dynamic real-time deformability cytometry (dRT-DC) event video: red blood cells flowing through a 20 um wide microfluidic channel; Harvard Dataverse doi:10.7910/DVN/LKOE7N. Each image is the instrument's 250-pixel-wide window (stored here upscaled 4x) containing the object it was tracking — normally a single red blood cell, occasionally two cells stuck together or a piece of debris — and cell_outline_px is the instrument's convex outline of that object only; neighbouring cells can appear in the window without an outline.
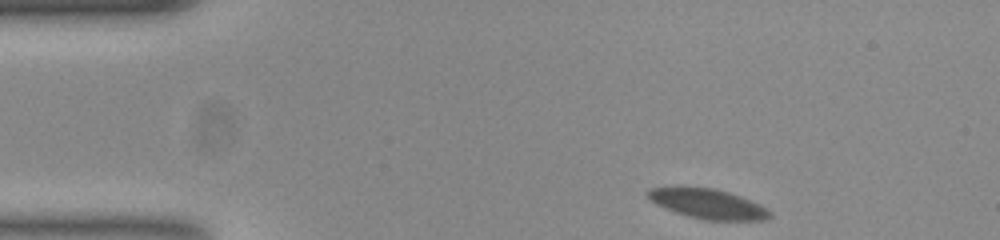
{"species": "common noctule bat (a hibernating species)", "species_latin": "Nyctalus noctula", "temperature_condition": "room temperature", "stored_images_in_passage": 50, "camera_frame_rate_fps": 3000, "um_per_image_px": 0.085, "animal": {"sex": "female", "body_mass_g": 23.0, "forearm_length_mm": 53.4}, "frame": {"image": 1, "passage_image": 1, "time_ms": 0.0, "image_size_px": [1000, 240], "cell_outline_px": [[772, 216], [764, 220], [708, 220], [688, 216], [676, 212], [656, 204], [648, 196], [648, 192], [652, 188], [676, 184], [712, 188], [728, 192], [768, 208], [772, 212]], "centroid_in_image_um": [60.14, 17.29], "position_along_channel_um": 24.9, "area_um2": 21.33}}
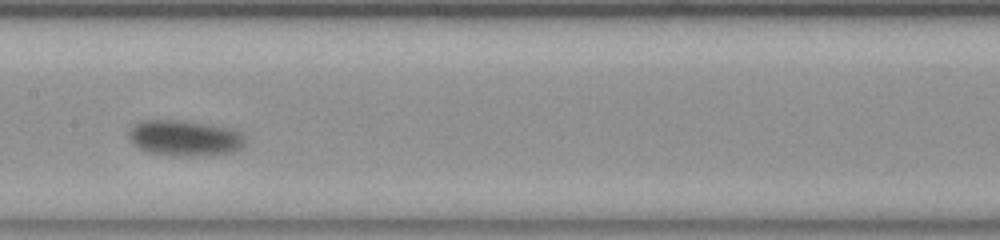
{"frame": {"image": 2, "passage_image": 21, "time_ms": 6.667, "image_size_px": [1000, 240], "cell_outline_px": [[244, 144], [240, 148], [232, 152], [204, 156], [172, 156], [148, 152], [132, 144], [128, 136], [128, 132], [140, 120], [184, 120], [212, 124], [228, 128], [240, 132], [244, 136]], "centroid_in_image_um": [15.69, 11.73], "position_along_channel_um": 191.7, "area_um2": 24.51}}
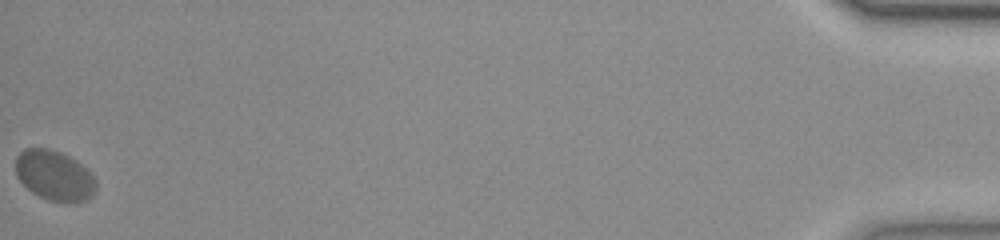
{"frame": {"image": 3, "passage_image": 50, "time_ms": 16.333, "image_size_px": [1000, 240], "cell_outline_px": [[96, 188], [92, 196], [88, 200], [76, 204], [68, 204], [48, 200], [32, 192], [16, 176], [16, 156], [24, 148], [48, 148], [60, 152], [76, 160], [96, 180]], "centroid_in_image_um": [4.63, 14.95], "position_along_channel_um": 430.6, "area_um2": 23.64}, "authors_computed_cell_mechanics": {"area_um2": 22.8599, "velocity_mm_per_s": 3.5489, "shape_relaxation_time_tau1_ms": 2.5587, "shape_relaxation_time_tau2_ms": null, "deformation_change_tau1": 0.0873, "deformation_change_tau2": null}}